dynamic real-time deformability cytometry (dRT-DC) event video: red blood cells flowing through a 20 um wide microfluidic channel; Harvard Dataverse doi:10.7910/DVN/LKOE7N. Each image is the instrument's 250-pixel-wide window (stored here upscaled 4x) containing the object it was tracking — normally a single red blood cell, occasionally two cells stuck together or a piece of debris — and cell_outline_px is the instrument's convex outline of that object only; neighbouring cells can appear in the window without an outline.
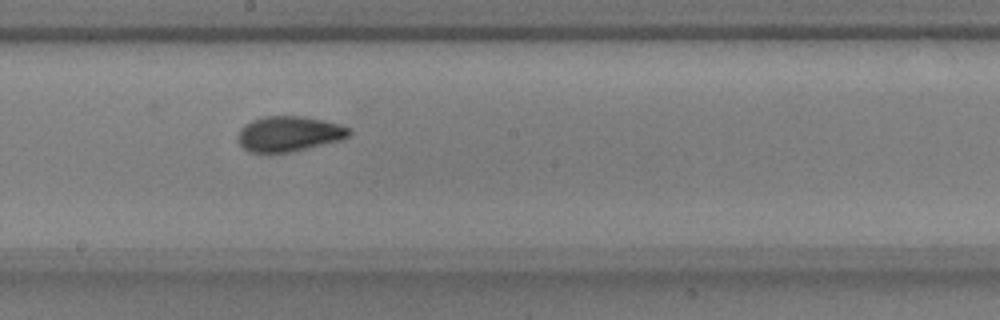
{"species": "common noctule bat (a hibernating species)", "species_latin": "Nyctalus noctula", "temperature_condition": "warm", "stored_images_in_passage": 29, "camera_frame_rate_fps": 3000, "um_per_image_px": 0.085, "animal": {"sex": "male", "body_mass_g": 17.9, "forearm_length_mm": 54.2}, "frame": {"image": 1, "passage_image": 16, "time_ms": 5.0, "image_size_px": [1000, 320], "cell_outline_px": [[352, 132], [348, 136], [340, 140], [292, 152], [248, 152], [240, 144], [236, 136], [240, 128], [244, 124], [252, 120], [264, 116], [304, 116], [324, 120], [340, 124], [348, 128]], "centroid_in_image_um": [24.54, 11.36], "position_along_channel_um": 223.7, "area_um2": 22.95}}
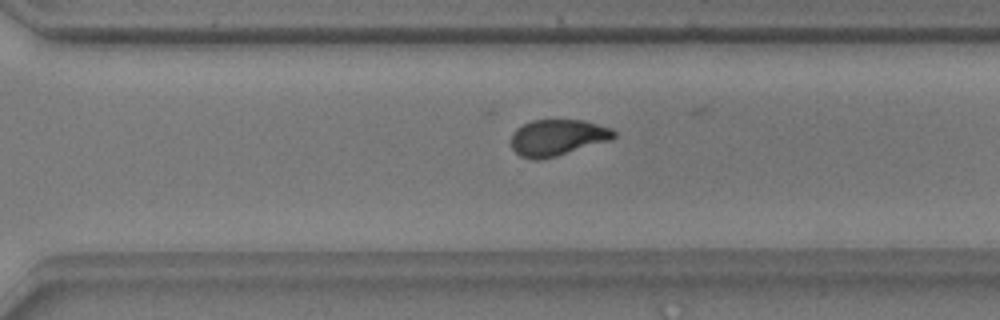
{"frame": {"image": 2, "passage_image": 24, "time_ms": 7.667, "image_size_px": [1000, 320], "cell_outline_px": [[616, 136], [612, 140], [556, 156], [540, 160], [532, 160], [520, 156], [512, 148], [512, 132], [516, 128], [532, 120], [584, 120], [612, 128], [616, 132]], "centroid_in_image_um": [47.4, 11.69], "position_along_channel_um": 323.2, "area_um2": 21.85}, "authors_computed_cell_mechanics": {"area_um2": 22.7732, "velocity_mm_per_s": 3.7511, "shape_relaxation_time_tau1_ms": 3.8772, "shape_relaxation_time_tau2_ms": 1.0947, "deformation_change_tau1": 0.1581, "deformation_change_tau2": 0.0599}}